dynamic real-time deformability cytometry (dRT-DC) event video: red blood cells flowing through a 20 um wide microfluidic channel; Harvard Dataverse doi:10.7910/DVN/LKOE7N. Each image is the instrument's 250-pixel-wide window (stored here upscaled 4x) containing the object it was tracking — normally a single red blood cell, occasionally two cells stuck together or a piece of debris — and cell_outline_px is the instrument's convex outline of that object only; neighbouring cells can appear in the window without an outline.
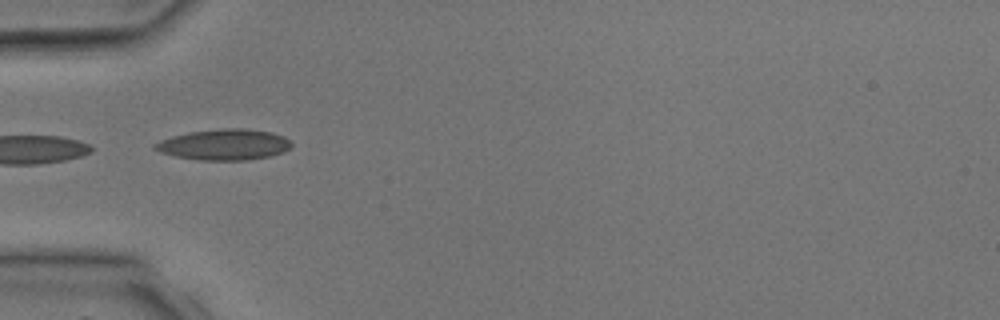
{"species": "common noctule bat (a hibernating species)", "species_latin": "Nyctalus noctula", "temperature_condition": "room temperature", "stored_images_in_passage": 2, "camera_frame_rate_fps": 3000, "um_per_image_px": 0.085, "animal": {"sex": "male", "body_mass_g": 17.9, "forearm_length_mm": 54.2}, "frame": {"image": 1, "passage_image": 2, "time_ms": 1.333, "image_size_px": [1000, 320], "cell_outline_px": [[292, 144], [284, 152], [268, 156], [244, 160], [200, 160], [176, 156], [160, 152], [152, 148], [152, 144], [160, 140], [172, 136], [188, 132], [220, 128], [244, 128], [272, 132], [284, 136]], "centroid_in_image_um": [19.02, 12.28], "position_along_channel_um": 66.0, "area_um2": 24.57}}